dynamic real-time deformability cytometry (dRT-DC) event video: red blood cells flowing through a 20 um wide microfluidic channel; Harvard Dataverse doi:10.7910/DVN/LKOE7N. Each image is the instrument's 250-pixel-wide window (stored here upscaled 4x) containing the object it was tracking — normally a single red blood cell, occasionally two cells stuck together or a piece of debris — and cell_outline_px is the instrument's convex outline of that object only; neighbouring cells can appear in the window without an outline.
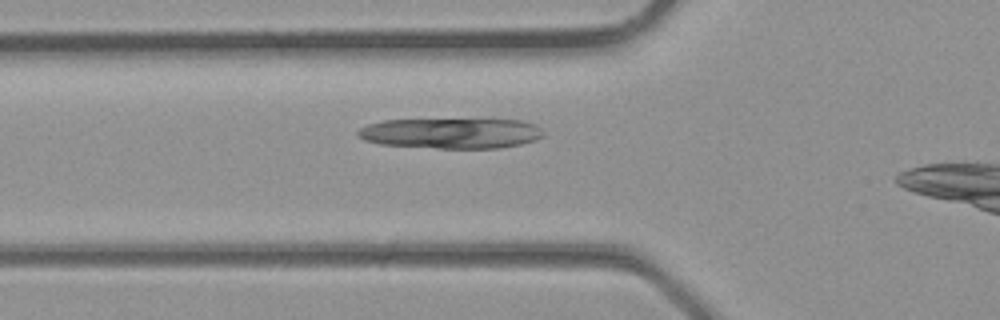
{"species": "common noctule bat (a hibernating species)", "species_latin": "Nyctalus noctula", "temperature_condition": "room temperature", "stored_images_in_passage": 6, "camera_frame_rate_fps": 3000, "um_per_image_px": 0.085, "animal": {"sex": "male", "body_mass_g": 23.1, "forearm_length_mm": 52.7}, "frame": {"image": 1, "passage_image": 5, "time_ms": 1.333, "image_size_px": [1000, 320], "cell_outline_px": [[544, 136], [536, 140], [520, 144], [500, 148], [436, 148], [380, 144], [364, 140], [356, 132], [360, 128], [368, 124], [384, 120], [520, 120], [536, 124], [544, 132]], "centroid_in_image_um": [38.37, 11.33], "position_along_channel_um": 87.4, "area_um2": 32.71}}